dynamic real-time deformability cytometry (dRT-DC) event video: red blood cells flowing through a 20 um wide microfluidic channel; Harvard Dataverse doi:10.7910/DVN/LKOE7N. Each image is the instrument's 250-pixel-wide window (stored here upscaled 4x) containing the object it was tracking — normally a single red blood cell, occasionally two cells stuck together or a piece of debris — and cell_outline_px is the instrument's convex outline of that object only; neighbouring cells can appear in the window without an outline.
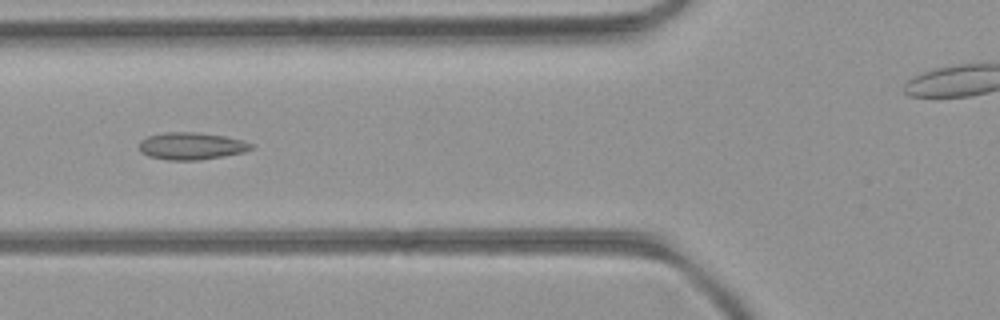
{"species": "common noctule bat (a hibernating species)", "species_latin": "Nyctalus noctula", "temperature_condition": "room temperature", "stored_images_in_passage": 38, "camera_frame_rate_fps": 3000, "um_per_image_px": 0.085, "animal": {"sex": "female", "body_mass_g": 21.9}, "frame": {"image": 1, "passage_image": 5, "time_ms": 1.333, "image_size_px": [1000, 320], "cell_outline_px": [[252, 148], [244, 152], [224, 156], [200, 160], [168, 160], [148, 156], [140, 152], [140, 140], [148, 136], [164, 132], [196, 132], [224, 136], [240, 140], [252, 144]], "centroid_in_image_um": [16.23, 12.41], "position_along_channel_um": 109.6, "area_um2": 17.69}}
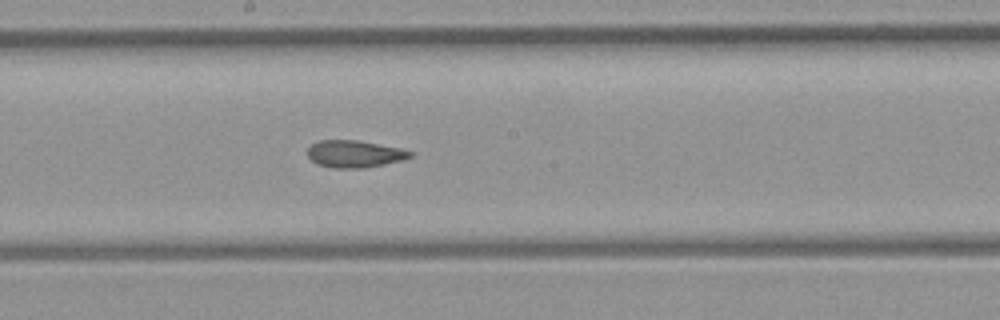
{"frame": {"image": 2, "passage_image": 13, "time_ms": 4.0, "image_size_px": [1000, 320], "cell_outline_px": [[416, 152], [412, 156], [404, 160], [364, 168], [332, 168], [316, 164], [308, 156], [308, 148], [316, 140], [356, 140], [400, 148]], "centroid_in_image_um": [30.15, 13.08], "position_along_channel_um": 218.1, "area_um2": 16.36}}
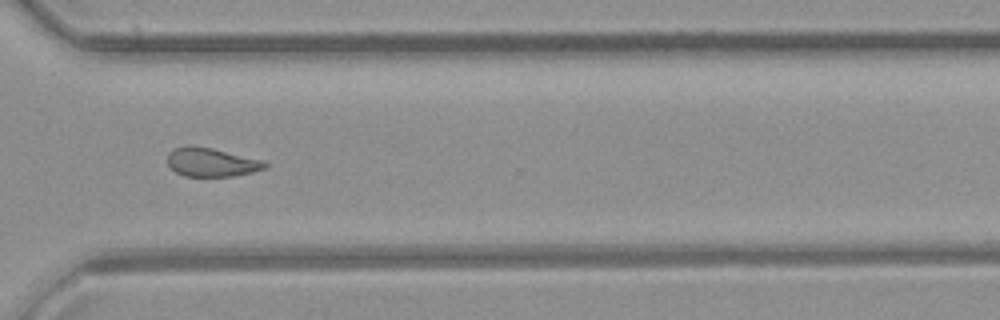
{"frame": {"image": 3, "passage_image": 23, "time_ms": 7.333, "image_size_px": [1000, 320], "cell_outline_px": [[268, 168], [236, 176], [184, 176], [176, 172], [168, 164], [168, 152], [172, 148], [188, 144], [192, 144], [212, 148], [260, 160], [268, 164]], "centroid_in_image_um": [17.93, 13.77], "position_along_channel_um": 352.7, "area_um2": 16.42}, "authors_computed_cell_mechanics": {"area_um2": 16.8487, "velocity_mm_per_s": 4.0542, "shape_relaxation_time_tau1_ms": null, "shape_relaxation_time_tau2_ms": 2.3085, "deformation_change_tau1": null, "deformation_change_tau2": 0.0837}}